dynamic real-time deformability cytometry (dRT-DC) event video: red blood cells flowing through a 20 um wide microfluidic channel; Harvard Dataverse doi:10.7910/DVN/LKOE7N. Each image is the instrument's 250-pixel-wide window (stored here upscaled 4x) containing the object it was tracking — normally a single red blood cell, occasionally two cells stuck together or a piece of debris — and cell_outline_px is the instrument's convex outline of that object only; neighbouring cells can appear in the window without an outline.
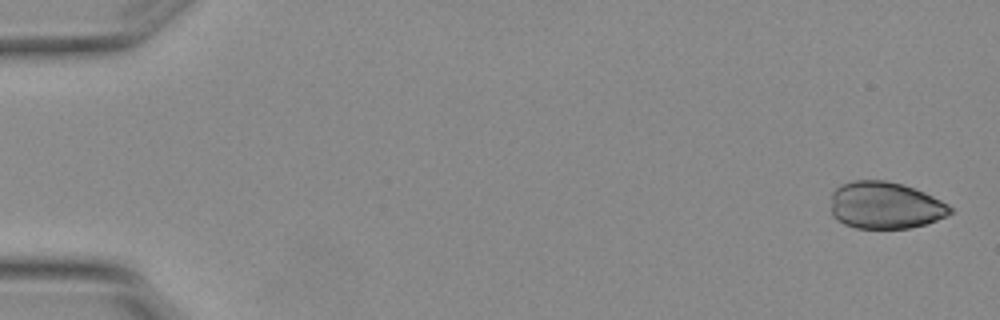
{"species": "Egyptian fruit bat (a non-hibernating species)", "species_latin": "Rousettus aegyptiacus", "temperature_condition": "warm", "stored_images_in_passage": 5, "camera_frame_rate_fps": 3000, "um_per_image_px": 0.085, "animal": {"sex": "female"}, "frame": {"image": 1, "passage_image": 1, "time_ms": 0.0, "image_size_px": [1000, 320], "cell_outline_px": [[952, 212], [936, 220], [924, 224], [908, 228], [856, 228], [844, 224], [836, 220], [832, 216], [832, 192], [840, 184], [852, 180], [884, 180], [904, 184], [924, 192], [948, 204], [952, 208]], "centroid_in_image_um": [75.21, 17.44], "position_along_channel_um": 9.8, "area_um2": 32.71}}
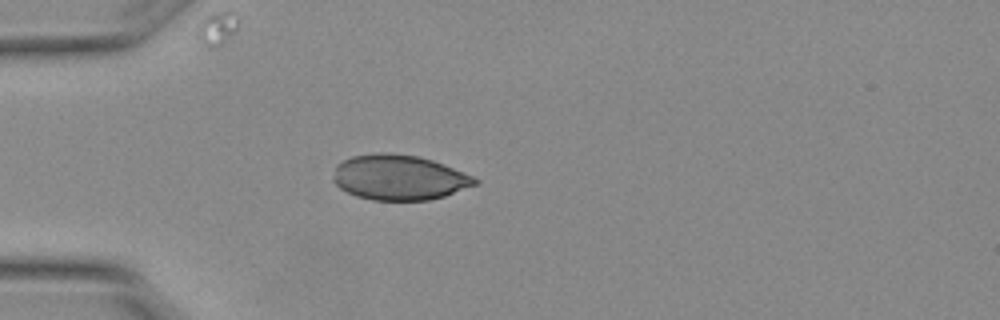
{"frame": {"image": 2, "passage_image": 5, "time_ms": 1.333, "image_size_px": [1000, 320], "cell_outline_px": [[480, 184], [444, 196], [428, 200], [372, 200], [356, 196], [340, 188], [332, 180], [336, 164], [352, 156], [376, 152], [388, 152], [416, 156], [432, 160], [472, 176], [480, 180]], "centroid_in_image_um": [33.91, 15.08], "position_along_channel_um": 51.1, "area_um2": 37.34}}